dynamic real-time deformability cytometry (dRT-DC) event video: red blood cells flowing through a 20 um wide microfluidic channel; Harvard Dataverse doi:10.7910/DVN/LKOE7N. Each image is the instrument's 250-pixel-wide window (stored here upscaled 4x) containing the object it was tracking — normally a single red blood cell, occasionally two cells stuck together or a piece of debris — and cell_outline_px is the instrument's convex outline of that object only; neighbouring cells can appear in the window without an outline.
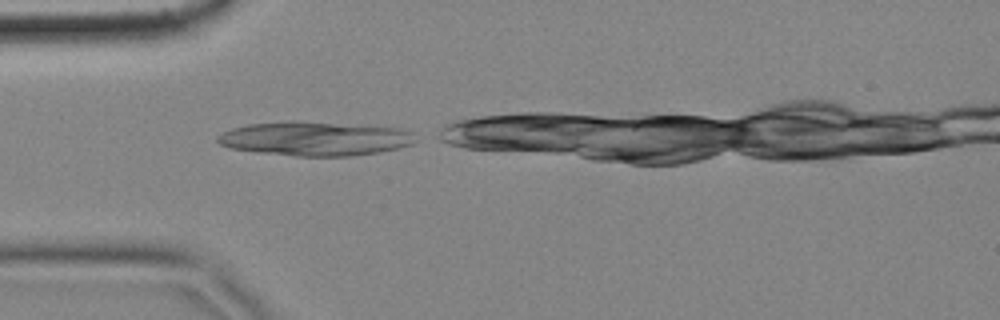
{"species": "common noctule bat (a hibernating species)", "species_latin": "Nyctalus noctula", "temperature_condition": "cold", "stored_images_in_passage": 30, "camera_frame_rate_fps": 3000, "um_per_image_px": 0.085, "animal": {"sex": "female", "body_mass_g": 18.4}, "frame": {"image": 1, "passage_image": 1, "time_ms": 0.0, "image_size_px": [1000, 320], "cell_outline_px": [[424, 136], [420, 140], [412, 144], [400, 148], [380, 152], [348, 156], [296, 156], [260, 152], [232, 148], [220, 144], [216, 140], [216, 136], [232, 128], [248, 124], [288, 120], [296, 120], [396, 128], [416, 132]], "centroid_in_image_um": [26.87, 11.77], "position_along_channel_um": 58.1, "area_um2": 39.77}}
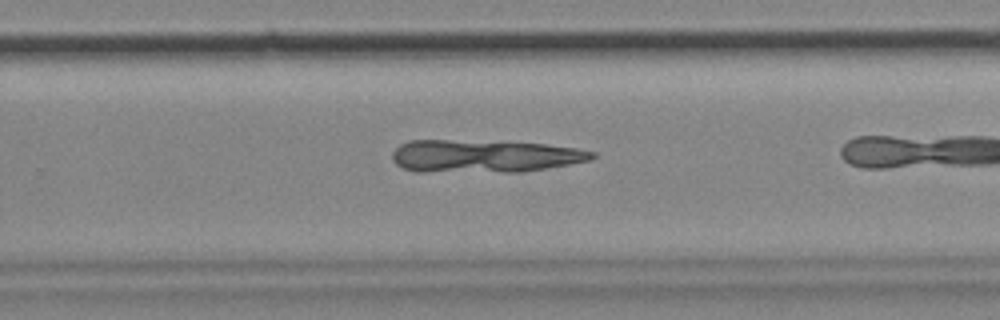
{"frame": {"image": 2, "passage_image": 21, "time_ms": 6.667, "image_size_px": [1000, 320], "cell_outline_px": [[596, 156], [588, 160], [568, 164], [520, 172], [416, 172], [404, 168], [396, 164], [392, 160], [392, 152], [400, 144], [408, 140], [448, 140], [544, 144], [576, 148], [596, 152]], "centroid_in_image_um": [41.09, 13.28], "position_along_channel_um": 288.7, "area_um2": 37.92}}
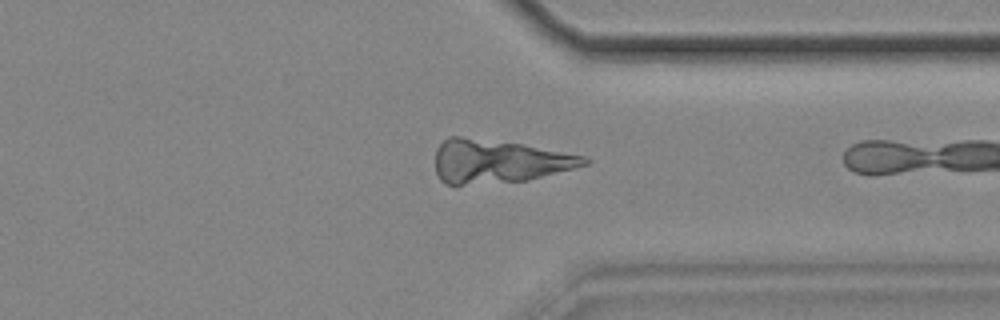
{"frame": {"image": 3, "passage_image": 28, "time_ms": 9.0, "image_size_px": [1000, 320], "cell_outline_px": [[592, 160], [588, 164], [528, 180], [464, 184], [448, 184], [440, 180], [436, 172], [436, 148], [448, 136], [460, 136], [520, 144], [584, 156]], "centroid_in_image_um": [42.34, 13.71], "position_along_channel_um": 369.1, "area_um2": 36.99}}